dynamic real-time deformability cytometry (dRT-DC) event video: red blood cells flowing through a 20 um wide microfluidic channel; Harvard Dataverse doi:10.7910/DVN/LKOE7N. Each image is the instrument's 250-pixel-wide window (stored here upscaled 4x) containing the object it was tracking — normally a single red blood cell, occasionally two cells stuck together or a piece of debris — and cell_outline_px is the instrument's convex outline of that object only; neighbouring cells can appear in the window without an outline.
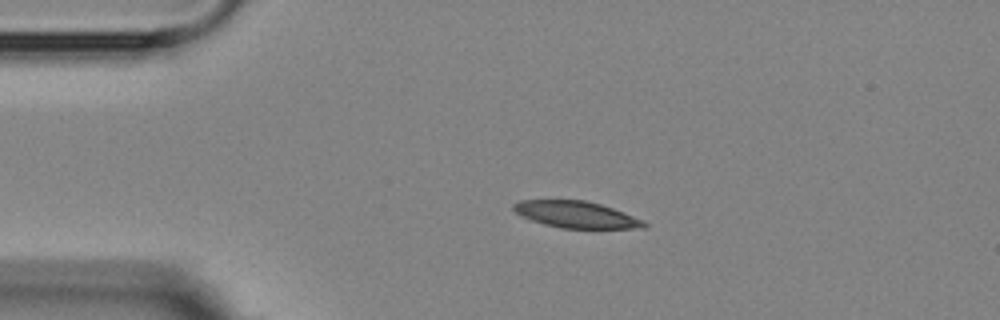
{"species": "Egyptian fruit bat (a non-hibernating species)", "species_latin": "Rousettus aegyptiacus", "temperature_condition": "room temperature", "stored_images_in_passage": 3, "camera_frame_rate_fps": 3000, "um_per_image_px": 0.085, "animal": {"sex": "female"}, "frame": {"image": 1, "passage_image": 1, "time_ms": 0.0, "image_size_px": [1000, 320], "cell_outline_px": [[648, 224], [644, 228], [560, 228], [528, 220], [516, 212], [512, 208], [512, 204], [520, 200], [584, 200], [600, 204], [612, 208], [644, 220]], "centroid_in_image_um": [48.94, 18.24], "position_along_channel_um": 36.1, "area_um2": 20.23}}
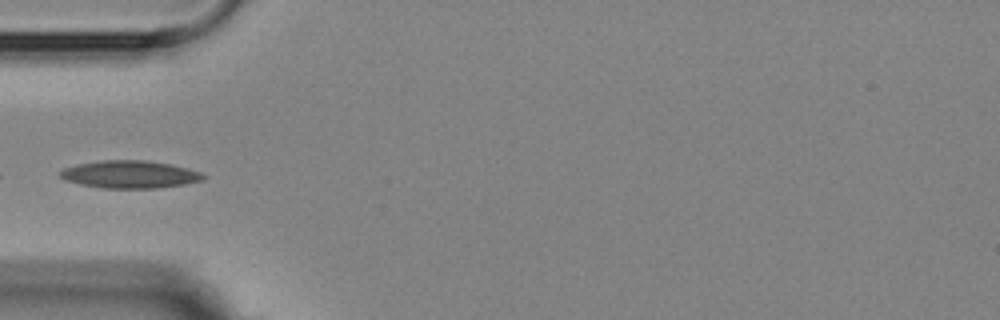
{"frame": {"image": 2, "passage_image": 3, "time_ms": 2.0, "image_size_px": [1000, 320], "cell_outline_px": [[204, 180], [184, 184], [156, 188], [104, 188], [80, 184], [64, 180], [60, 176], [60, 172], [64, 168], [76, 164], [104, 160], [144, 160], [168, 164], [188, 168], [200, 172], [204, 176]], "centroid_in_image_um": [11.01, 14.82], "position_along_channel_um": 74.0, "area_um2": 22.83}}